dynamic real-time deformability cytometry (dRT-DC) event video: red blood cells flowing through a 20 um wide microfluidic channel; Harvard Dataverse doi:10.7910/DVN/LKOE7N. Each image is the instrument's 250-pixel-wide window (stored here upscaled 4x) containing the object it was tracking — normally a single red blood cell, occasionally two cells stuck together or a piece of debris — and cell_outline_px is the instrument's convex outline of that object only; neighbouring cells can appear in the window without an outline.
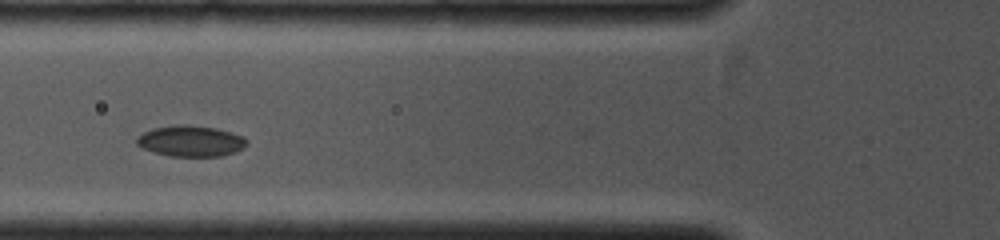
{"species": "common noctule bat (a hibernating species)", "species_latin": "Nyctalus noctula", "temperature_condition": "cold", "stored_images_in_passage": 25, "camera_frame_rate_fps": 4000, "um_per_image_px": 0.085, "animal": {"sex": "female", "body_mass_g": 19.0, "forearm_length_mm": 53.3}, "frame": {"image": 1, "passage_image": 4, "time_ms": 0.75, "image_size_px": [1000, 240], "cell_outline_px": [[248, 144], [232, 152], [220, 156], [168, 156], [144, 148], [136, 144], [136, 140], [144, 132], [152, 128], [172, 124], [188, 124], [216, 128], [232, 132], [244, 136], [248, 140]], "centroid_in_image_um": [16.22, 11.96], "position_along_channel_um": 109.6, "area_um2": 19.83}}
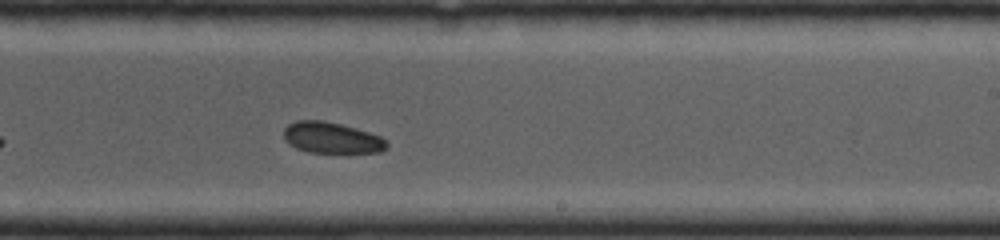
{"frame": {"image": 2, "passage_image": 14, "time_ms": 3.25, "image_size_px": [1000, 240], "cell_outline_px": [[388, 148], [380, 152], [308, 152], [296, 148], [288, 144], [284, 140], [284, 128], [288, 124], [296, 120], [324, 120], [340, 124], [368, 132], [380, 136], [388, 140]], "centroid_in_image_um": [28.18, 11.71], "position_along_channel_um": 260.8, "area_um2": 18.73}}
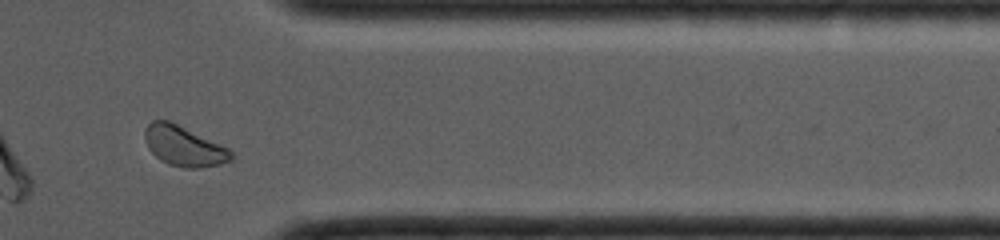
{"frame": {"image": 3, "passage_image": 23, "time_ms": 5.5, "image_size_px": [1000, 240], "cell_outline_px": [[232, 160], [220, 164], [200, 168], [184, 168], [168, 164], [160, 160], [148, 148], [144, 136], [144, 128], [152, 120], [172, 120], [228, 148], [232, 152]], "centroid_in_image_um": [15.61, 12.4], "position_along_channel_um": 395.8, "area_um2": 20.4}}